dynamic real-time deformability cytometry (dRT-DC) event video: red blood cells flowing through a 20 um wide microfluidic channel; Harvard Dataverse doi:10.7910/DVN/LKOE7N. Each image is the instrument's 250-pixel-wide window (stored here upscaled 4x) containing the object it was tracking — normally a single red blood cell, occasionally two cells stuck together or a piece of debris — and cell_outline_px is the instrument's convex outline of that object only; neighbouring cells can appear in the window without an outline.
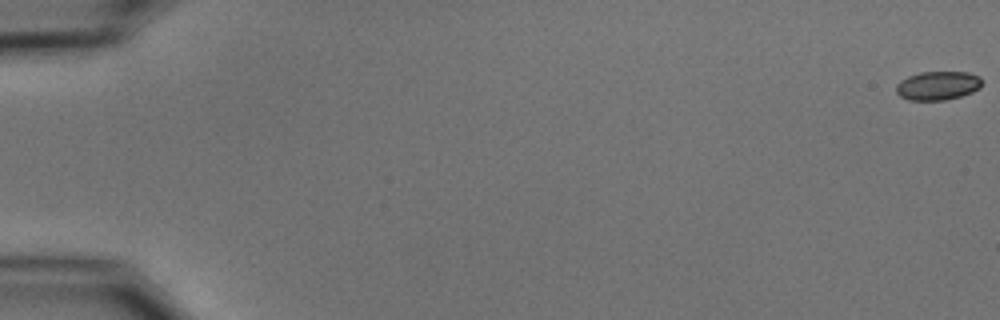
{"species": "common noctule bat (a hibernating species)", "species_latin": "Nyctalus noctula", "temperature_condition": "cold", "stored_images_in_passage": 56, "camera_frame_rate_fps": 3000, "um_per_image_px": 0.085, "animal": {"sex": "male", "body_mass_g": 15.6}, "frame": {"image": 1, "passage_image": 1, "time_ms": 0.0, "image_size_px": [1000, 320], "cell_outline_px": [[980, 88], [972, 92], [960, 96], [944, 100], [908, 100], [900, 96], [896, 92], [896, 84], [900, 80], [908, 76], [920, 72], [968, 72], [980, 76]], "centroid_in_image_um": [79.68, 7.27], "position_along_channel_um": 5.3, "area_um2": 14.39}}
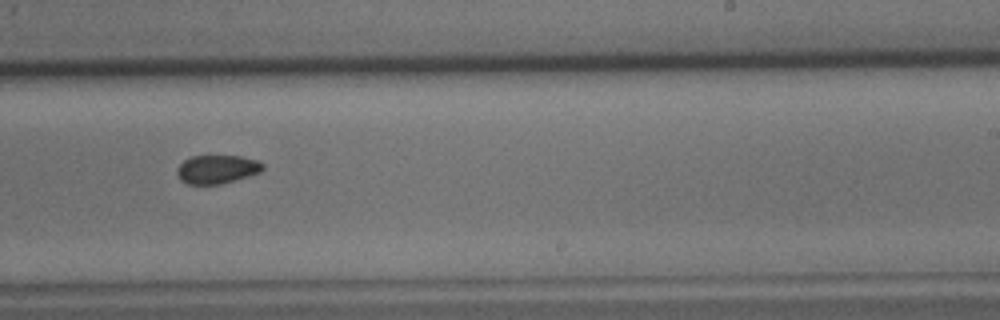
{"frame": {"image": 2, "passage_image": 36, "time_ms": 11.667, "image_size_px": [1000, 320], "cell_outline_px": [[264, 168], [260, 172], [248, 176], [220, 184], [188, 184], [180, 180], [176, 172], [176, 168], [184, 160], [192, 156], [240, 156], [256, 160], [264, 164]], "centroid_in_image_um": [18.42, 14.39], "position_along_channel_um": 270.6, "area_um2": 14.22}}
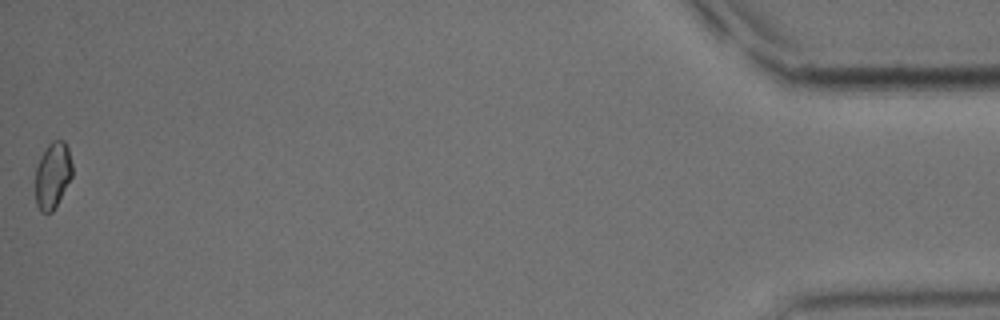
{"frame": {"image": 3, "passage_image": 56, "time_ms": 18.333, "image_size_px": [1000, 320], "cell_outline_px": [[72, 176], [52, 212], [40, 212], [36, 204], [36, 164], [40, 156], [48, 144], [52, 140], [64, 140], [68, 148], [72, 164]], "centroid_in_image_um": [4.47, 14.87], "position_along_channel_um": 430.7, "area_um2": 14.22}, "authors_computed_cell_mechanics": {"area_um2": 14.9124, "velocity_mm_per_s": 3.7121, "shape_relaxation_time_tau1_ms": 3.1277, "shape_relaxation_time_tau2_ms": 7.9195, "deformation_change_tau1": 0.0507, "deformation_change_tau2": 0.0783}}